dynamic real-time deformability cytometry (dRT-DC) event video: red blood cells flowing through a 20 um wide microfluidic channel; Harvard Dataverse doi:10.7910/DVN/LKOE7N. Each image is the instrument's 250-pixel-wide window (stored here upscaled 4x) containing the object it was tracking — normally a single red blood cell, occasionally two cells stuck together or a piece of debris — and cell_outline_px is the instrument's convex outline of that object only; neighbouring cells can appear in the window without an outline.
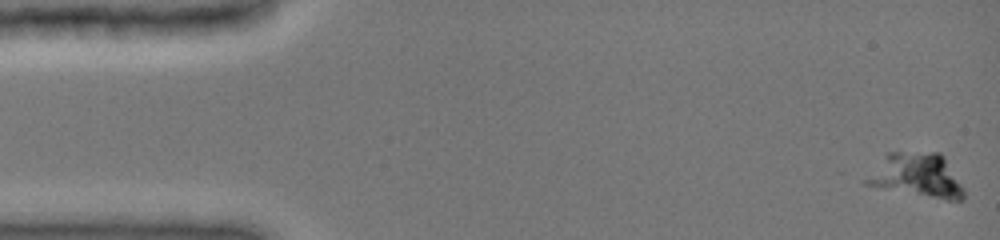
{"species": "common noctule bat (a hibernating species)", "species_latin": "Nyctalus noctula", "temperature_condition": "cold", "stored_images_in_passage": 48, "segment_of_instrument_passage": [1, 2], "camera_frame_rate_fps": 3000, "um_per_image_px": 0.085, "animal": {"sex": "female", "body_mass_g": 19.0, "forearm_length_mm": 51.5}, "frame": {"image": 1, "passage_image": 1, "time_ms": 0.0, "image_size_px": [1000, 240], "cell_outline_px": [[964, 200], [944, 200], [864, 184], [864, 180], [884, 156], [888, 152], [940, 152], [944, 156], [964, 188]], "centroid_in_image_um": [77.97, 14.91], "position_along_channel_um": 7.0, "area_um2": 24.74}}
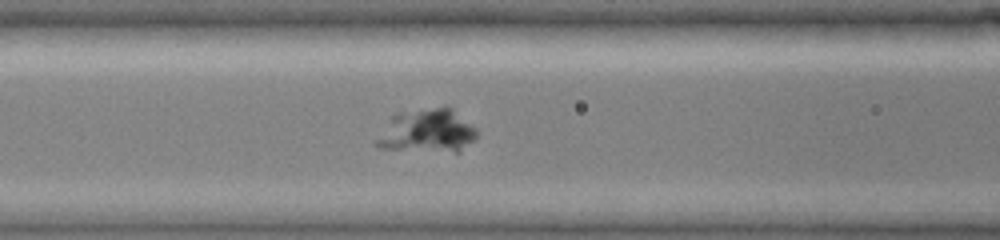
{"frame": {"image": 2, "passage_image": 20, "time_ms": 6.333, "image_size_px": [1000, 240], "cell_outline_px": [[476, 140], [460, 152], [456, 152], [380, 148], [372, 144], [392, 116], [396, 112], [444, 104], [448, 104], [476, 128]], "centroid_in_image_um": [36.34, 11.09], "position_along_channel_um": 130.3, "area_um2": 26.07}}
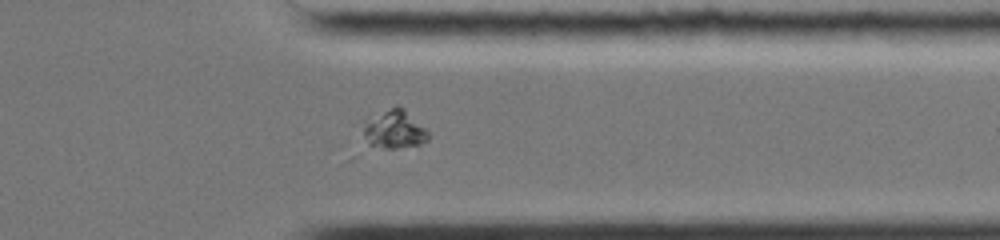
{"frame": {"image": 3, "passage_image": 39, "time_ms": 12.667, "image_size_px": [1000, 240], "cell_outline_px": [[428, 140], [420, 144], [396, 148], [384, 148], [368, 144], [364, 136], [364, 116], [396, 104], [404, 108], [428, 132]], "centroid_in_image_um": [33.44, 10.93], "position_along_channel_um": 378.0, "area_um2": 14.91}}